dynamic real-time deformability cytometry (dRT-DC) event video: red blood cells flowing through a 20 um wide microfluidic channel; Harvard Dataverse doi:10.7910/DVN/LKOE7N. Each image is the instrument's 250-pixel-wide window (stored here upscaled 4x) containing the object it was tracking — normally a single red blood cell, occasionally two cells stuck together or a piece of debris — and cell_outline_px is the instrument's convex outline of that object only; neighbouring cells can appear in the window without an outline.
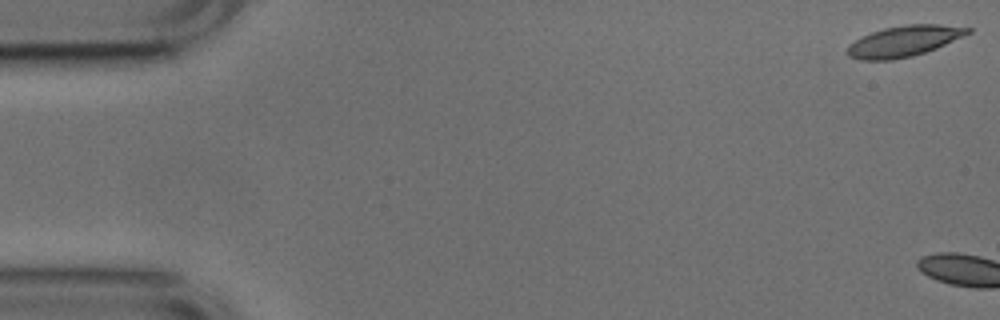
{"species": "common noctule bat (a hibernating species)", "species_latin": "Nyctalus noctula", "temperature_condition": "cold", "stored_images_in_passage": 4, "camera_frame_rate_fps": 3000, "um_per_image_px": 0.085, "animal": {"sex": "male", "body_mass_g": 17.9, "forearm_length_mm": 54.2}, "frame": {"image": 1, "passage_image": 1, "time_ms": 0.0, "image_size_px": [1000, 320], "cell_outline_px": [[972, 32], [936, 48], [912, 56], [892, 60], [860, 60], [848, 56], [848, 44], [872, 32], [884, 28], [908, 24], [940, 24], [972, 28]], "centroid_in_image_um": [76.85, 3.5], "position_along_channel_um": 8.2, "area_um2": 21.44}}